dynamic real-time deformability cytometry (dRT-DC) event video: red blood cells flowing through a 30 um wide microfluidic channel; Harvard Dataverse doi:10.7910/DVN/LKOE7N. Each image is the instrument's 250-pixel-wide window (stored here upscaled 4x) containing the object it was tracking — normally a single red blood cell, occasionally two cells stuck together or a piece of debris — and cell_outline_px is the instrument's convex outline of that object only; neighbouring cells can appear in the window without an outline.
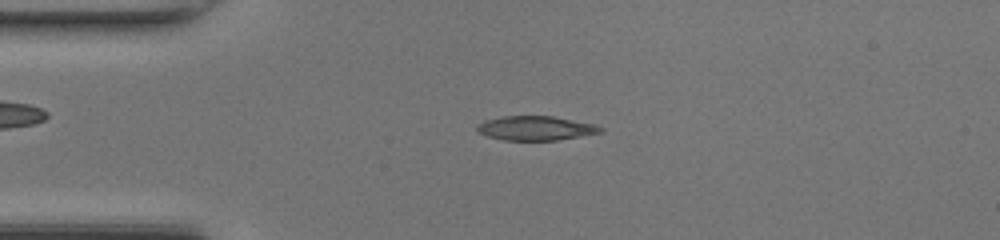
{"species": "common noctule bat (a hibernating species)", "species_latin": "Nyctalus noctula", "temperature_condition": "room temperature", "stored_images_in_passage": 41, "camera_frame_rate_fps": 3000, "um_per_image_px": 0.085, "animal": {"sex": "female", "body_mass_g": 17.0, "forearm_length_mm": 48.0}, "frame": {"image": 1, "passage_image": 5, "time_ms": 1.333, "image_size_px": [1000, 240], "cell_outline_px": [[604, 132], [556, 140], [504, 140], [488, 136], [476, 132], [476, 124], [484, 120], [500, 116], [552, 116], [592, 124], [604, 128]], "centroid_in_image_um": [45.47, 10.89], "position_along_channel_um": 39.5, "area_um2": 17.46}}
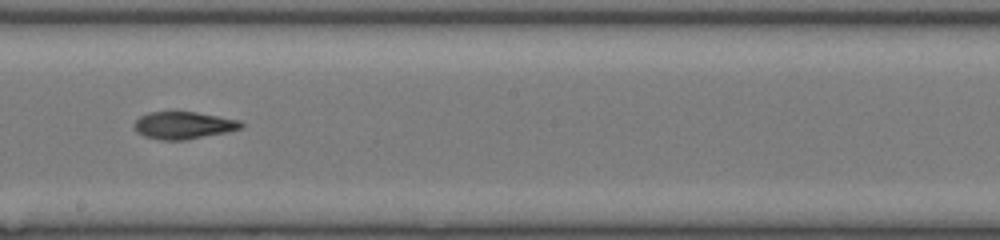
{"frame": {"image": 2, "passage_image": 20, "time_ms": 6.333, "image_size_px": [1000, 240], "cell_outline_px": [[244, 128], [184, 140], [160, 140], [144, 136], [132, 124], [140, 116], [148, 112], [196, 112], [240, 120], [244, 124]], "centroid_in_image_um": [15.61, 10.64], "position_along_channel_um": 232.6, "area_um2": 16.82}}
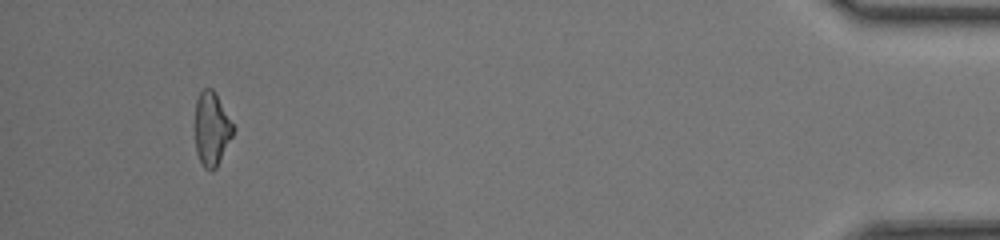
{"frame": {"image": 3, "passage_image": 38, "time_ms": 12.333, "image_size_px": [1000, 240], "cell_outline_px": [[236, 128], [216, 168], [212, 172], [204, 168], [196, 152], [196, 100], [200, 92], [204, 88], [212, 88]], "centroid_in_image_um": [18.0, 10.97], "position_along_channel_um": 417.2, "area_um2": 16.18}, "authors_computed_cell_mechanics": {"area_um2": 17.34, "velocity_mm_per_s": 4.3923, "shape_relaxation_time_tau1_ms": 5.9842, "shape_relaxation_time_tau2_ms": 4.4375, "deformation_change_tau1": 0.2032, "deformation_change_tau2": 0.1179}}